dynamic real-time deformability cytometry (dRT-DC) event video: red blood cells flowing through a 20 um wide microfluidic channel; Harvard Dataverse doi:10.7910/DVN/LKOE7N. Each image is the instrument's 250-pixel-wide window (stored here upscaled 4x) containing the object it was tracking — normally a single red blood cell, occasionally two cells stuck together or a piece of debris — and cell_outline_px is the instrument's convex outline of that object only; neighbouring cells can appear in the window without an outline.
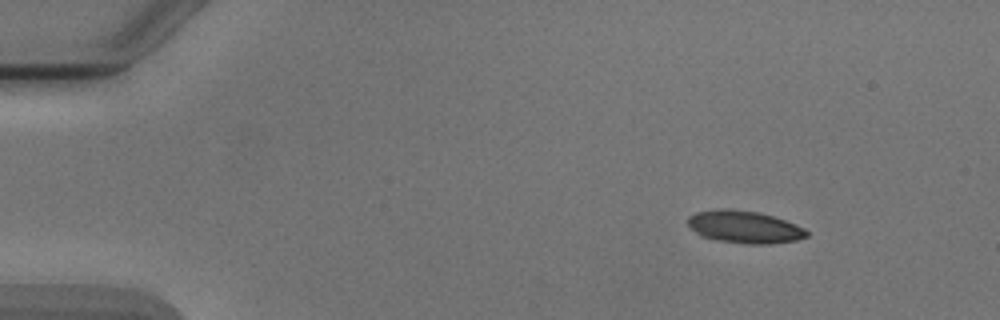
{"species": "Egyptian fruit bat (a non-hibernating species)", "species_latin": "Rousettus aegyptiacus", "temperature_condition": "cold", "stored_images_in_passage": 7, "camera_frame_rate_fps": 3000, "um_per_image_px": 0.085, "animal": {"sex": "male"}, "frame": {"image": 1, "passage_image": 1, "time_ms": 0.0, "image_size_px": [1000, 320], "cell_outline_px": [[808, 236], [796, 240], [772, 244], [744, 244], [716, 240], [700, 236], [688, 224], [688, 216], [696, 212], [720, 208], [724, 208], [756, 212], [772, 216], [796, 224], [804, 228], [808, 232]], "centroid_in_image_um": [63.27, 19.3], "position_along_channel_um": 21.7, "area_um2": 22.43}}
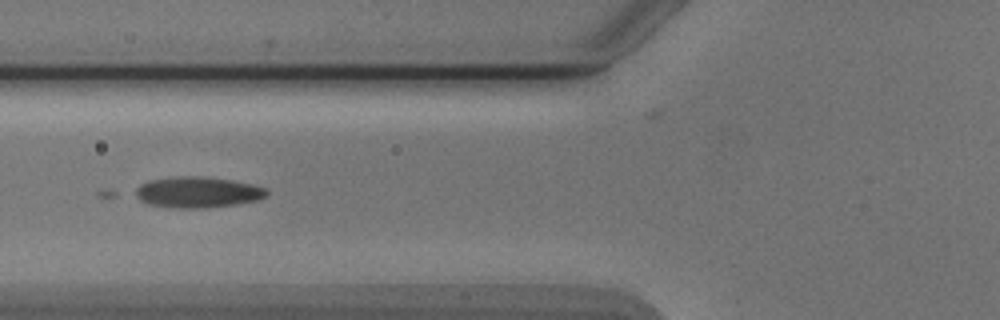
{"frame": {"image": 2, "passage_image": 5, "time_ms": 4.667, "image_size_px": [1000, 320], "cell_outline_px": [[268, 196], [260, 200], [236, 204], [204, 208], [172, 208], [148, 204], [132, 196], [128, 192], [140, 184], [148, 180], [172, 176], [204, 176], [232, 180], [252, 184], [264, 188], [268, 192]], "centroid_in_image_um": [16.71, 16.33], "position_along_channel_um": 109.1, "area_um2": 24.33}}
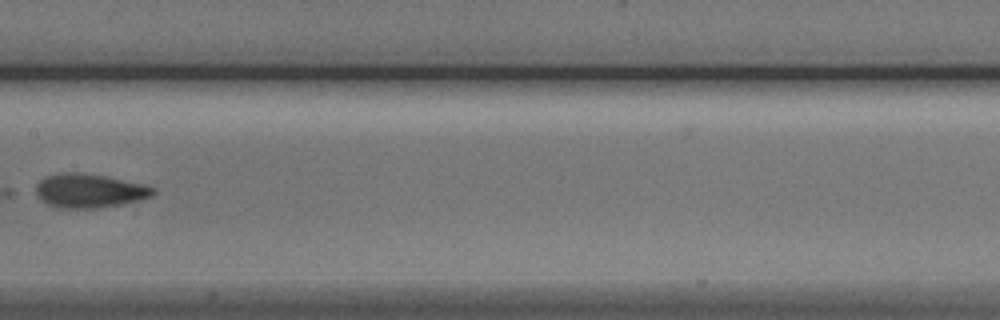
{"frame": {"image": 3, "passage_image": 7, "time_ms": 7.0, "image_size_px": [1000, 320], "cell_outline_px": [[156, 192], [152, 196], [140, 200], [120, 204], [96, 208], [56, 208], [40, 200], [36, 196], [36, 184], [40, 180], [48, 176], [64, 172], [76, 172], [104, 176], [144, 184], [156, 188]], "centroid_in_image_um": [7.59, 16.22], "position_along_channel_um": 199.8, "area_um2": 23.18}}